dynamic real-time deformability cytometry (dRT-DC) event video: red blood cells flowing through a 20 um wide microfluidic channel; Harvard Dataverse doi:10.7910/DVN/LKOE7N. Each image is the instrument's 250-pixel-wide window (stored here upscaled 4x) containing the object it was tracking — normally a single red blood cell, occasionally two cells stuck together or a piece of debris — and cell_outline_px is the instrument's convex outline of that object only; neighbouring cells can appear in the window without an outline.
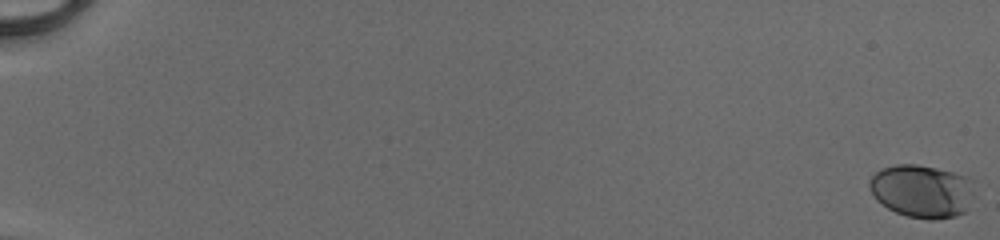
{"species": "human", "species_latin": "Homo sapiens", "temperature_condition": "cold", "stored_images_in_passage": 14, "camera_frame_rate_fps": 3000, "um_per_image_px": 0.085, "donor": {"sex": "male"}, "frame": {"image": 1, "passage_image": 1, "time_ms": 0.0, "image_size_px": [1000, 240], "cell_outline_px": [[972, 180], [964, 212], [956, 216], [932, 220], [928, 220], [908, 216], [896, 212], [888, 208], [876, 200], [868, 188], [868, 180], [876, 172], [884, 168], [896, 164], [916, 164], [936, 168], [968, 176]], "centroid_in_image_um": [78.27, 16.23], "position_along_channel_um": 6.7, "area_um2": 31.96}}